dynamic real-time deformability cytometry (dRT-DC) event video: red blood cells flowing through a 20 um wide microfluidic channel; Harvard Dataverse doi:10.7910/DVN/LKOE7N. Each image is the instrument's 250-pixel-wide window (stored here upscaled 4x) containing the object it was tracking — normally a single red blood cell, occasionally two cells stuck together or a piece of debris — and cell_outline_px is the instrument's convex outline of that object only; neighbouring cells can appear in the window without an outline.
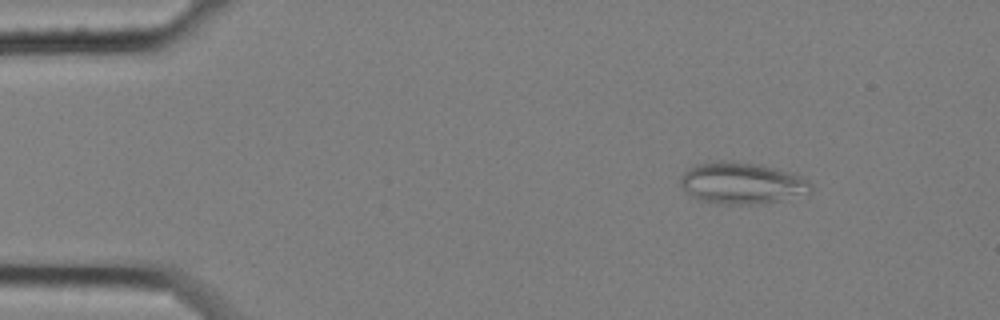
{"species": "common noctule bat (a hibernating species)", "species_latin": "Nyctalus noctula", "temperature_condition": "cold", "stored_images_in_passage": 6, "camera_frame_rate_fps": 3000, "um_per_image_px": 0.085, "animal": {"sex": "female", "body_mass_g": 25.1}, "frame": {"image": 1, "passage_image": 2, "time_ms": 0.333, "image_size_px": [1000, 320], "cell_outline_px": [[812, 192], [808, 196], [752, 204], [720, 204], [700, 200], [692, 196], [680, 184], [680, 176], [688, 168], [696, 164], [720, 160], [732, 160], [760, 164], [776, 168], [800, 176], [808, 180], [812, 184]], "centroid_in_image_um": [63.1, 15.56], "position_along_channel_um": 21.9, "area_um2": 31.96}}